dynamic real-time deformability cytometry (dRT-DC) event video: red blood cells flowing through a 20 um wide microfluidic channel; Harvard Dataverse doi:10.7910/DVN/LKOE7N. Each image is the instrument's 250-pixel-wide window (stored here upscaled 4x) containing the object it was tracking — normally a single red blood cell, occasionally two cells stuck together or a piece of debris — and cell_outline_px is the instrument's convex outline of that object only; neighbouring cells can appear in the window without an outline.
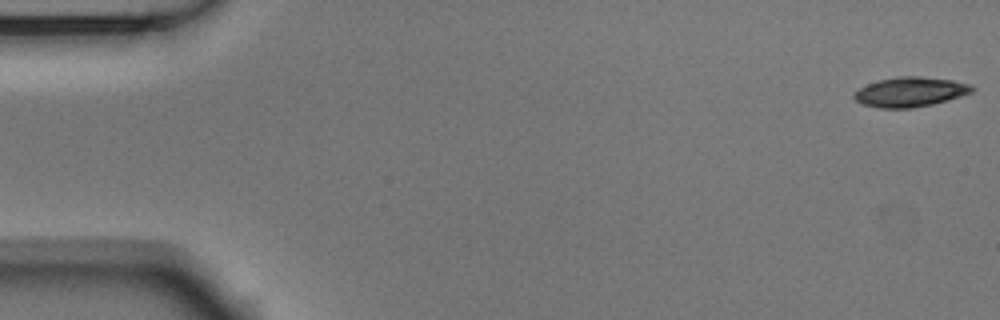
{"species": "Egyptian fruit bat (a non-hibernating species)", "species_latin": "Rousettus aegyptiacus", "temperature_condition": "room temperature", "stored_images_in_passage": 54, "camera_frame_rate_fps": 3000, "um_per_image_px": 0.085, "animal": {"sex": "male"}, "frame": {"image": 1, "passage_image": 1, "time_ms": 0.0, "image_size_px": [1000, 320], "cell_outline_px": [[976, 88], [972, 92], [948, 100], [932, 104], [912, 108], [880, 108], [864, 104], [856, 100], [852, 96], [860, 88], [868, 84], [880, 80], [900, 76], [920, 76], [952, 80], [972, 84]], "centroid_in_image_um": [77.42, 7.81], "position_along_channel_um": 7.6, "area_um2": 20.29}}
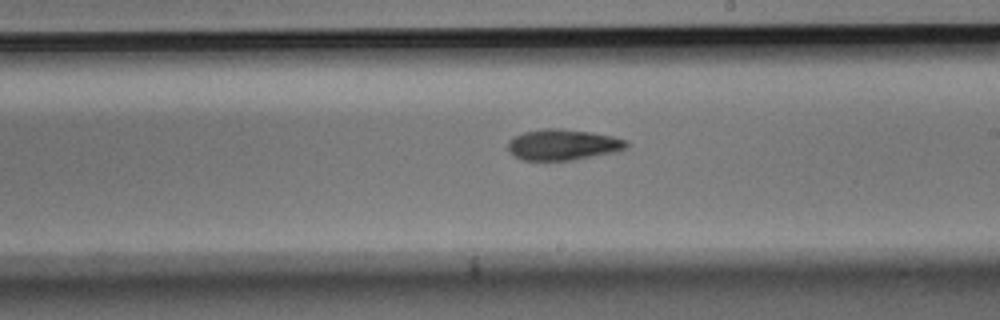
{"frame": {"image": 2, "passage_image": 31, "time_ms": 10.0, "image_size_px": [1000, 320], "cell_outline_px": [[628, 148], [616, 152], [572, 160], [524, 160], [508, 152], [508, 140], [512, 136], [524, 132], [544, 128], [560, 128], [588, 132], [612, 136], [624, 140], [628, 144]], "centroid_in_image_um": [47.82, 12.3], "position_along_channel_um": 241.2, "area_um2": 21.33}}
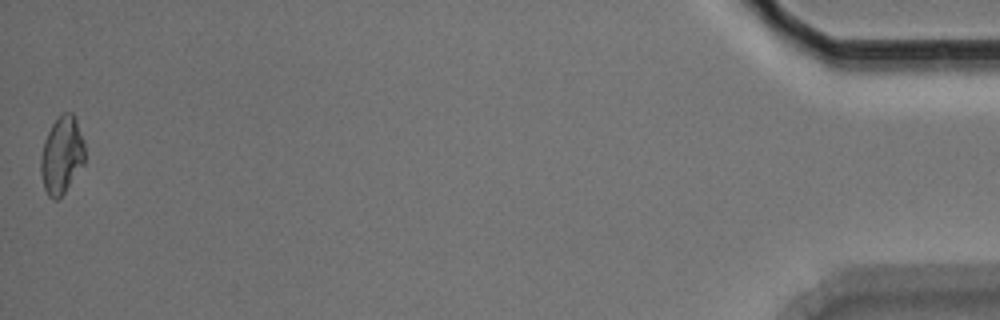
{"frame": {"image": 3, "passage_image": 54, "time_ms": 17.667, "image_size_px": [1000, 320], "cell_outline_px": [[84, 164], [64, 192], [56, 200], [52, 200], [48, 196], [44, 188], [40, 172], [40, 156], [44, 140], [52, 124], [60, 112], [72, 112], [76, 120], [84, 140]], "centroid_in_image_um": [5.23, 13.17], "position_along_channel_um": 430.0, "area_um2": 20.0}, "authors_computed_cell_mechanics": {"area_um2": 20.6057, "velocity_mm_per_s": 3.7019, "shape_relaxation_time_tau1_ms": 3.9413, "shape_relaxation_time_tau2_ms": null, "deformation_change_tau1": 0.1383, "deformation_change_tau2": null}}